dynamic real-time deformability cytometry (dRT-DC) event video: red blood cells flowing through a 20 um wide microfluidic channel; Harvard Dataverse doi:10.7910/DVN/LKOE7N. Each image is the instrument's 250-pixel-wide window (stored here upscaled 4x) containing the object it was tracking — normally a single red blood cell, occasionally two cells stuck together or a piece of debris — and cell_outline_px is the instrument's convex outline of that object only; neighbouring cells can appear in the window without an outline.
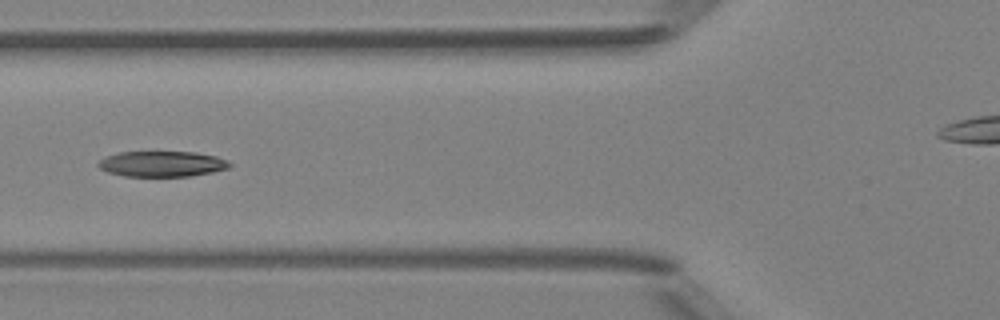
{"species": "Egyptian fruit bat (a non-hibernating species)", "species_latin": "Rousettus aegyptiacus", "temperature_condition": "room temperature", "stored_images_in_passage": 5, "camera_frame_rate_fps": 3000, "um_per_image_px": 0.085, "animal": {"sex": "female"}, "frame": {"image": 1, "passage_image": 5, "time_ms": 5.333, "image_size_px": [1000, 320], "cell_outline_px": [[232, 164], [228, 168], [212, 172], [188, 176], [124, 176], [108, 172], [100, 168], [96, 164], [100, 160], [108, 156], [120, 152], [196, 152], [216, 156], [228, 160]], "centroid_in_image_um": [13.79, 13.93], "position_along_channel_um": 112.0, "area_um2": 19.48}}